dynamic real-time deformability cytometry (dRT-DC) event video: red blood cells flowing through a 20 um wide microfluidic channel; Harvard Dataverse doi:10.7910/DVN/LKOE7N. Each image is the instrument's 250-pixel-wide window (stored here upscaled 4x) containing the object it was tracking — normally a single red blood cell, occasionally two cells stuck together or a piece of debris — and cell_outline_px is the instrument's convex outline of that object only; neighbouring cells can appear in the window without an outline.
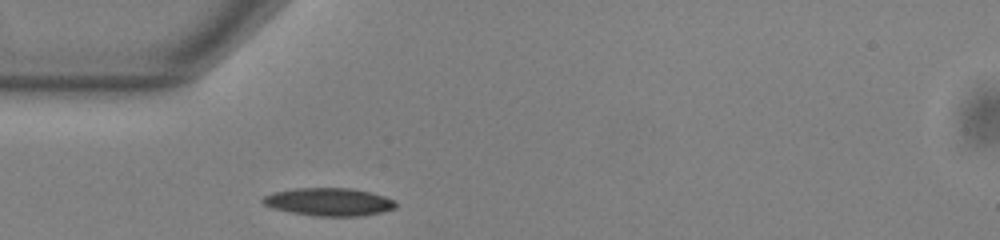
{"species": "common noctule bat (a hibernating species)", "species_latin": "Nyctalus noctula", "temperature_condition": "warm", "stored_images_in_passage": 39, "camera_frame_rate_fps": 3000, "um_per_image_px": 0.085, "animal": {"sex": "male", "body_mass_g": 13.0, "forearm_length_mm": 53.1}, "frame": {"image": 1, "passage_image": 1, "time_ms": 0.0, "image_size_px": [1000, 240], "cell_outline_px": [[396, 208], [380, 212], [360, 216], [316, 216], [288, 212], [272, 208], [264, 204], [260, 200], [264, 196], [272, 192], [296, 188], [352, 188], [384, 196], [392, 200], [396, 204]], "centroid_in_image_um": [27.9, 17.16], "position_along_channel_um": 57.1, "area_um2": 21.56}}
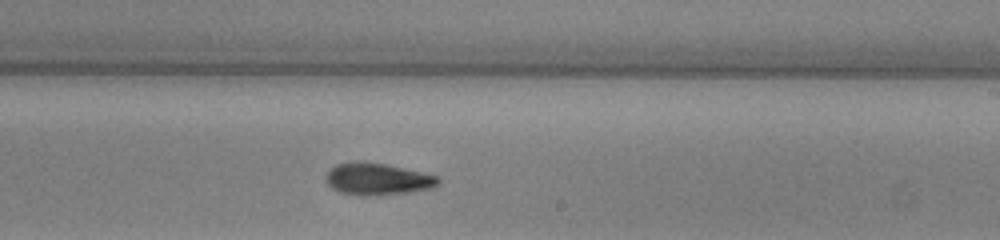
{"frame": {"image": 2, "passage_image": 17, "time_ms": 5.333, "image_size_px": [1000, 240], "cell_outline_px": [[440, 184], [432, 188], [408, 192], [376, 196], [360, 196], [340, 192], [332, 188], [324, 180], [324, 176], [336, 164], [356, 160], [384, 164], [404, 168], [440, 176]], "centroid_in_image_um": [32.08, 15.22], "position_along_channel_um": 256.9, "area_um2": 21.21}}
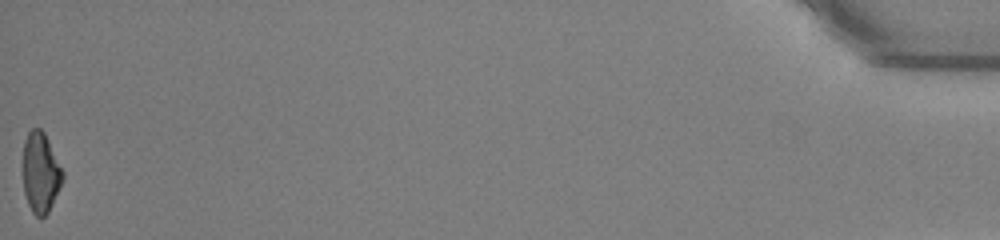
{"frame": {"image": 3, "passage_image": 39, "time_ms": 12.667, "image_size_px": [1000, 240], "cell_outline_px": [[64, 180], [48, 212], [40, 220], [32, 212], [28, 204], [24, 192], [24, 140], [28, 132], [32, 128], [40, 128], [44, 132], [64, 172]], "centroid_in_image_um": [3.47, 14.69], "position_along_channel_um": 431.7, "area_um2": 18.55}, "authors_computed_cell_mechanics": {"area_um2": 20.1144, "velocity_mm_per_s": 3.83, "shape_relaxation_time_tau1_ms": 5.532, "shape_relaxation_time_tau2_ms": 3.7406, "deformation_change_tau1": 0.1698, "deformation_change_tau2": 0.1175}}